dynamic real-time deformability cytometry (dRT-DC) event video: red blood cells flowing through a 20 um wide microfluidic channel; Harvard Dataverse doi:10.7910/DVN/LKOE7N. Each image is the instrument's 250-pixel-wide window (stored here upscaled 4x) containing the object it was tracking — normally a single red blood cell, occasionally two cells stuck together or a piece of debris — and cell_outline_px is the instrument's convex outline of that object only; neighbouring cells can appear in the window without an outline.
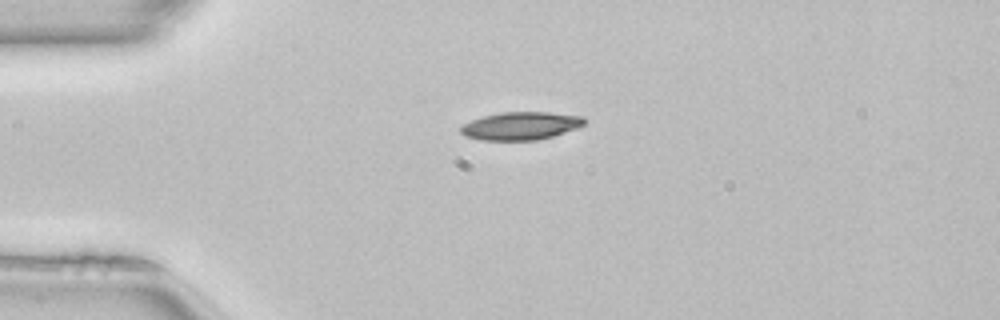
{"species": "common noctule bat (a hibernating species)", "species_latin": "Nyctalus noctula", "temperature_condition": "room temperature", "stored_images_in_passage": 39, "camera_frame_rate_fps": 3000, "um_per_image_px": 0.085, "animal": {"sex": "female", "body_mass_g": 22.7, "forearm_length_mm": 54.2}, "frame": {"image": 1, "passage_image": 1, "time_ms": 0.0, "image_size_px": [1000, 320], "cell_outline_px": [[584, 124], [580, 128], [552, 136], [536, 140], [480, 140], [464, 136], [460, 132], [460, 128], [464, 124], [472, 120], [484, 116], [500, 112], [548, 112], [584, 116]], "centroid_in_image_um": [44.28, 10.7], "position_along_channel_um": 40.7, "area_um2": 20.17}}
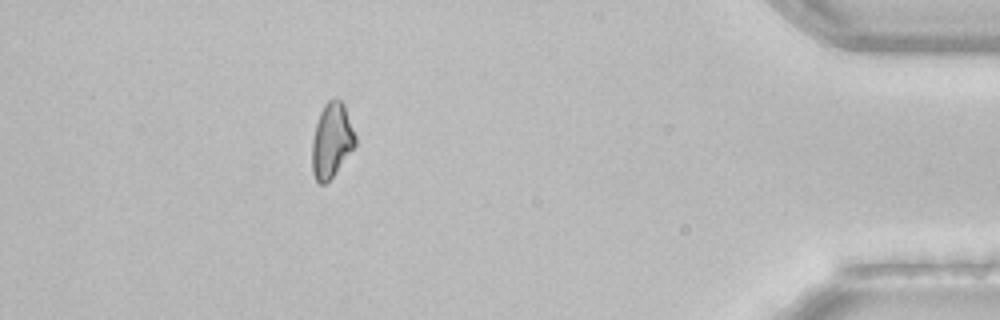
{"frame": {"image": 2, "passage_image": 34, "time_ms": 11.0, "image_size_px": [1000, 320], "cell_outline_px": [[356, 144], [332, 176], [324, 184], [320, 184], [316, 180], [312, 172], [312, 140], [316, 124], [320, 112], [324, 104], [332, 96], [336, 96], [344, 104], [356, 136]], "centroid_in_image_um": [28.18, 11.88], "position_along_channel_um": 407.0, "area_um2": 18.73}}